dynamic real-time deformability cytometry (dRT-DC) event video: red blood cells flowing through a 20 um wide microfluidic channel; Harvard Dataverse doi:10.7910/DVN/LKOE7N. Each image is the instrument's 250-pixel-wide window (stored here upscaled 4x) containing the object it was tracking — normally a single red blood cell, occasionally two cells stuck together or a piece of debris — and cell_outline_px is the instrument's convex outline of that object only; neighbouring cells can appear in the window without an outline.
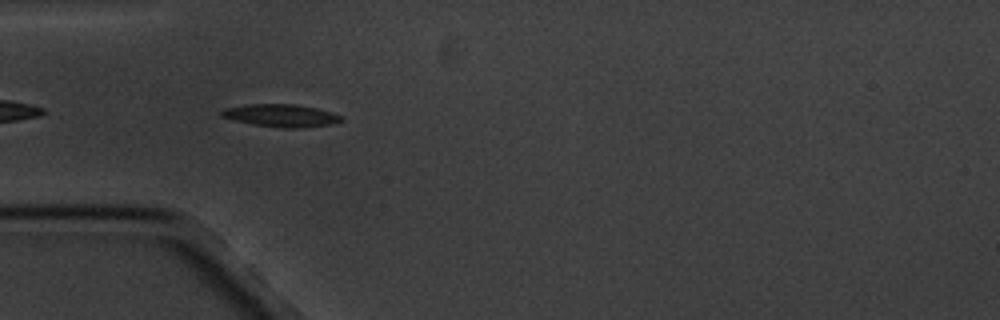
{"species": "common noctule bat (a hibernating species)", "species_latin": "Nyctalus noctula", "temperature_condition": "cold", "stored_images_in_passage": 7, "camera_frame_rate_fps": 3000, "um_per_image_px": 0.085, "animal": {"sex": "male", "body_mass_g": 20.1, "forearm_length_mm": 53.5}, "frame": {"image": 1, "passage_image": 5, "time_ms": 4.667, "image_size_px": [1000, 320], "cell_outline_px": [[344, 120], [332, 124], [296, 128], [284, 128], [252, 124], [232, 120], [220, 116], [220, 112], [224, 108], [248, 104], [296, 104], [316, 108], [344, 116]], "centroid_in_image_um": [23.88, 9.82], "position_along_channel_um": 61.1, "area_um2": 15.84}}
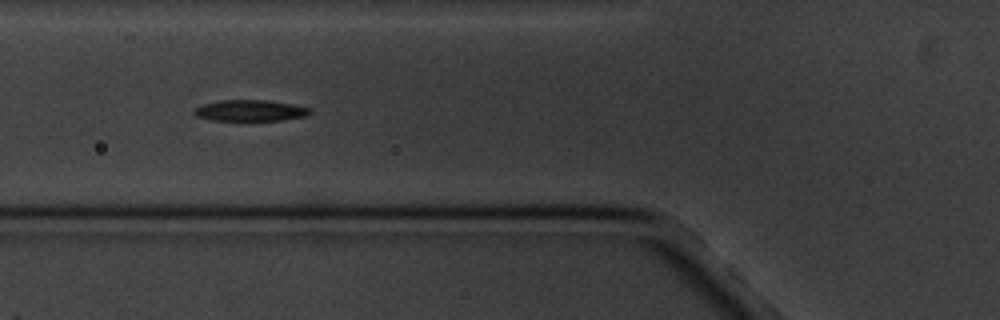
{"frame": {"image": 2, "passage_image": 6, "time_ms": 6.0, "image_size_px": [1000, 320], "cell_outline_px": [[312, 112], [304, 116], [280, 120], [212, 120], [196, 116], [192, 112], [196, 108], [204, 104], [220, 100], [268, 100], [292, 104], [308, 108]], "centroid_in_image_um": [21.24, 9.39], "position_along_channel_um": 104.6, "area_um2": 14.05}}
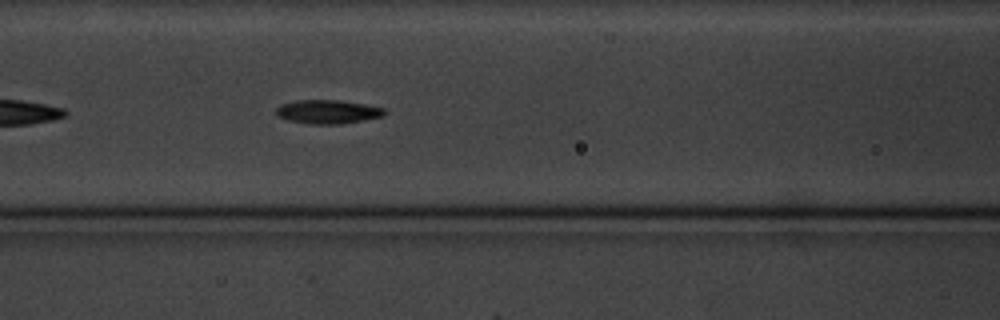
{"frame": {"image": 3, "passage_image": 7, "time_ms": 7.0, "image_size_px": [1000, 320], "cell_outline_px": [[388, 112], [384, 116], [364, 120], [340, 124], [308, 124], [288, 120], [276, 116], [276, 108], [280, 104], [296, 100], [340, 100], [364, 104], [384, 108]], "centroid_in_image_um": [27.85, 9.5], "position_along_channel_um": 138.7, "area_um2": 15.2}}